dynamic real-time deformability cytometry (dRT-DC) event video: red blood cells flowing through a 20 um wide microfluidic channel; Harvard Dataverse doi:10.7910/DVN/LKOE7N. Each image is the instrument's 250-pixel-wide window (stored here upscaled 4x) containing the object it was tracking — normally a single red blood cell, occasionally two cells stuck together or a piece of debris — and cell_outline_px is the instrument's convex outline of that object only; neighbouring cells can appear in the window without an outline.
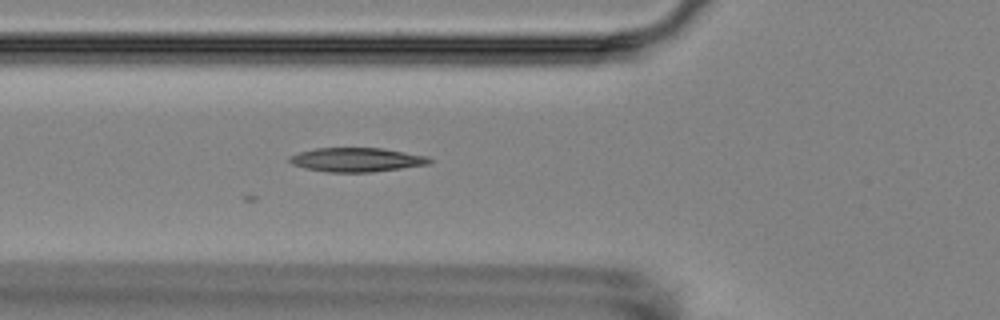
{"species": "Egyptian fruit bat (a non-hibernating species)", "species_latin": "Rousettus aegyptiacus", "temperature_condition": "room temperature", "stored_images_in_passage": 5, "camera_frame_rate_fps": 3000, "um_per_image_px": 0.085, "animal": {"sex": "female"}, "frame": {"image": 1, "passage_image": 5, "time_ms": 6.0, "image_size_px": [1000, 320], "cell_outline_px": [[432, 160], [428, 164], [372, 172], [328, 172], [304, 168], [292, 164], [288, 160], [288, 156], [300, 152], [316, 148], [384, 148], [428, 156]], "centroid_in_image_um": [30.29, 13.57], "position_along_channel_um": 95.5, "area_um2": 19.59}}